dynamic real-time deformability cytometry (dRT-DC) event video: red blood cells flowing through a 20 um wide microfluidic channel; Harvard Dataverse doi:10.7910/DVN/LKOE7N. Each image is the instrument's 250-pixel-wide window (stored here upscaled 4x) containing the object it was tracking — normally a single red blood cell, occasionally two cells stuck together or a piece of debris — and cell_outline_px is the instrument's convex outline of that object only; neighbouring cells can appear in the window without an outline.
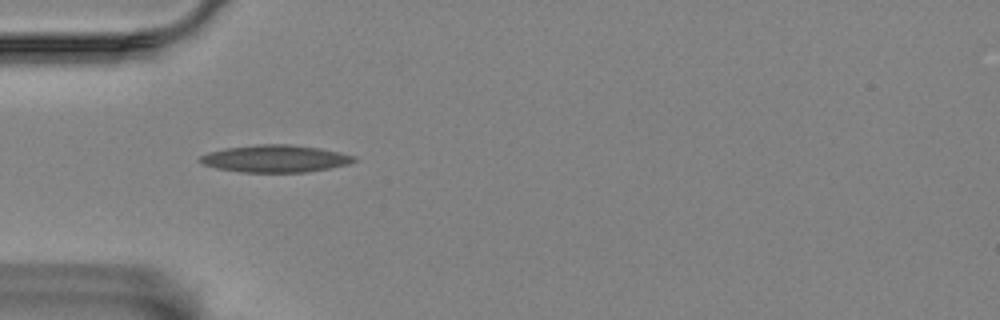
{"species": "Egyptian fruit bat (a non-hibernating species)", "species_latin": "Rousettus aegyptiacus", "temperature_condition": "room temperature", "stored_images_in_passage": 41, "camera_frame_rate_fps": 3000, "um_per_image_px": 0.085, "animal": {"sex": "female"}, "frame": {"image": 1, "passage_image": 1, "time_ms": 0.0, "image_size_px": [1000, 320], "cell_outline_px": [[356, 160], [348, 164], [308, 172], [240, 172], [216, 168], [204, 164], [196, 160], [200, 156], [208, 152], [224, 148], [256, 144], [288, 144], [320, 148], [340, 152], [356, 156]], "centroid_in_image_um": [23.37, 13.48], "position_along_channel_um": 61.6, "area_um2": 24.57}}
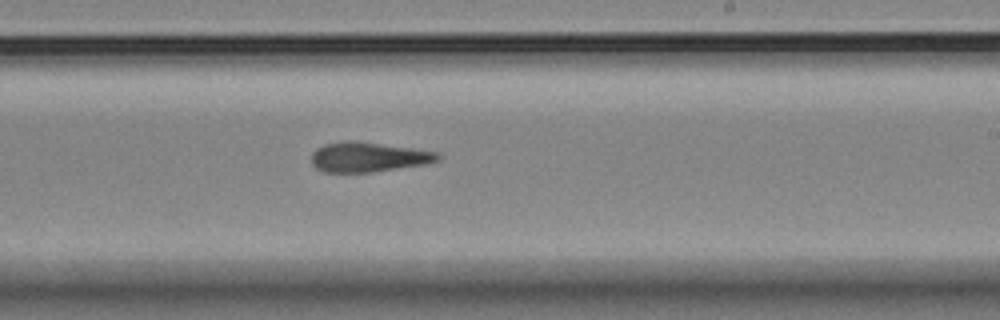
{"frame": {"image": 2, "passage_image": 18, "time_ms": 5.667, "image_size_px": [1000, 320], "cell_outline_px": [[440, 160], [424, 164], [368, 172], [324, 172], [316, 168], [312, 164], [312, 152], [316, 148], [324, 144], [344, 140], [348, 140], [408, 148], [436, 152], [440, 156]], "centroid_in_image_um": [31.22, 13.35], "position_along_channel_um": 257.8, "area_um2": 21.44}}
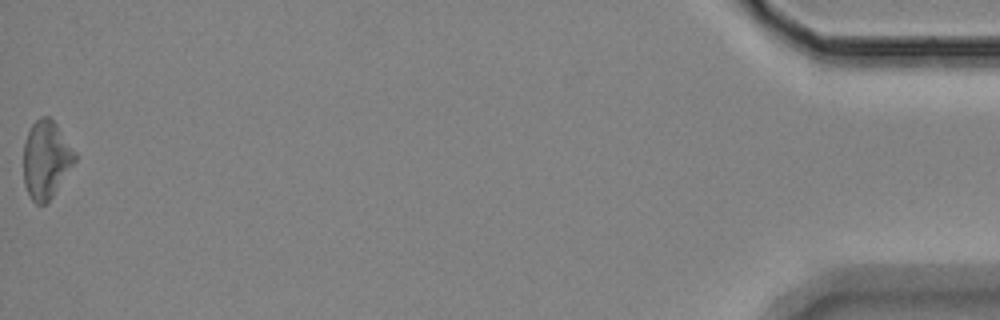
{"frame": {"image": 3, "passage_image": 41, "time_ms": 13.333, "image_size_px": [1000, 320], "cell_outline_px": [[76, 160], [52, 196], [44, 204], [36, 204], [32, 200], [24, 184], [24, 144], [28, 132], [32, 124], [40, 116], [48, 116], [56, 124], [76, 152]], "centroid_in_image_um": [3.91, 13.54], "position_along_channel_um": 431.3, "area_um2": 22.95}, "authors_computed_cell_mechanics": {"area_um2": 22.3108, "velocity_mm_per_s": 3.481, "shape_relaxation_time_tau1_ms": null, "shape_relaxation_time_tau2_ms": 3.4029, "deformation_change_tau1": null, "deformation_change_tau2": 0.1459}}